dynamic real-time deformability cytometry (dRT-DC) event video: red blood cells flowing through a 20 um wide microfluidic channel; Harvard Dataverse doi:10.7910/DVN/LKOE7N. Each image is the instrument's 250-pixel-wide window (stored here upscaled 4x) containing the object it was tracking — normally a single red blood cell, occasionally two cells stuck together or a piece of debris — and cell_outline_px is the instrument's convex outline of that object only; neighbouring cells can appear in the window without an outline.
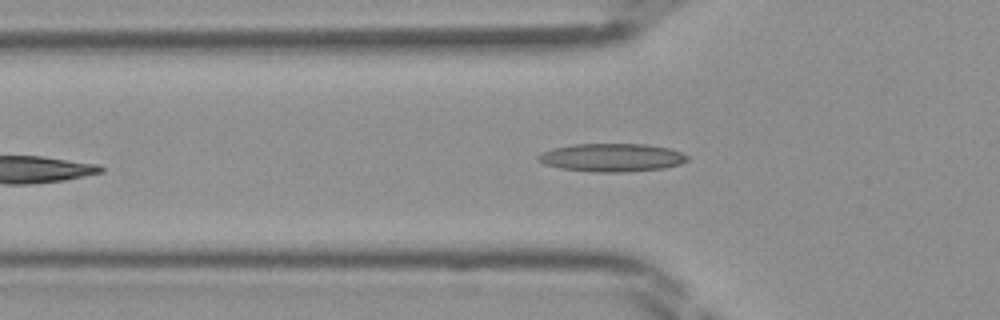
{"species": "Egyptian fruit bat (a non-hibernating species)", "species_latin": "Rousettus aegyptiacus", "temperature_condition": "room temperature", "stored_images_in_passage": 30, "camera_frame_rate_fps": 3000, "um_per_image_px": 0.085, "frame": {"image": 1, "passage_image": 2, "time_ms": 0.333, "image_size_px": [1000, 320], "cell_outline_px": [[688, 160], [680, 164], [664, 168], [624, 172], [596, 172], [560, 168], [544, 164], [536, 160], [536, 156], [540, 152], [552, 148], [572, 144], [644, 144], [668, 148], [680, 152], [688, 156]], "centroid_in_image_um": [51.95, 13.39], "position_along_channel_um": 73.9, "area_um2": 24.57}}
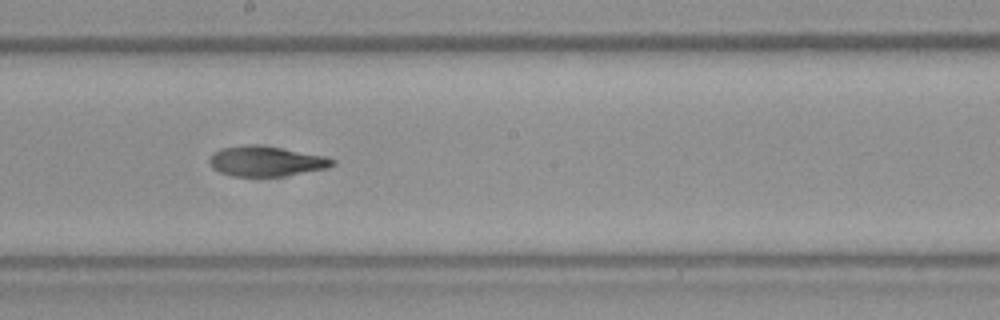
{"frame": {"image": 2, "passage_image": 12, "time_ms": 3.667, "image_size_px": [1000, 320], "cell_outline_px": [[336, 164], [328, 168], [284, 176], [232, 176], [220, 172], [212, 168], [208, 160], [212, 152], [220, 148], [240, 144], [256, 144], [280, 148], [324, 156], [336, 160]], "centroid_in_image_um": [22.57, 13.69], "position_along_channel_um": 225.6, "area_um2": 21.79}}
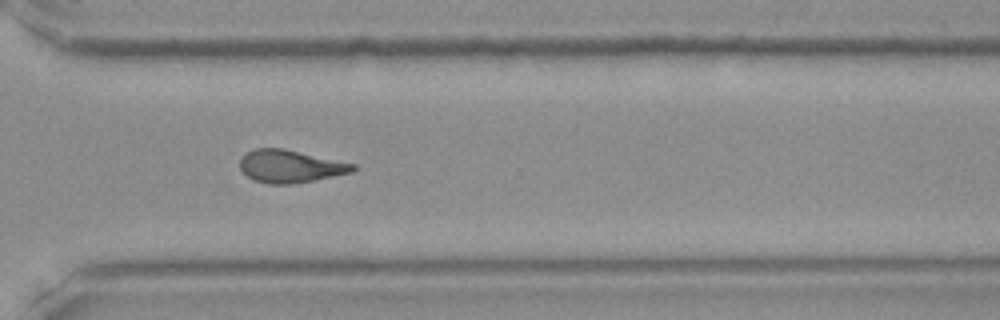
{"frame": {"image": 3, "passage_image": 20, "time_ms": 6.333, "image_size_px": [1000, 320], "cell_outline_px": [[356, 168], [352, 172], [292, 184], [268, 184], [252, 180], [240, 168], [240, 160], [244, 152], [256, 148], [284, 148], [356, 164]], "centroid_in_image_um": [24.64, 14.12], "position_along_channel_um": 346.0, "area_um2": 21.5}}